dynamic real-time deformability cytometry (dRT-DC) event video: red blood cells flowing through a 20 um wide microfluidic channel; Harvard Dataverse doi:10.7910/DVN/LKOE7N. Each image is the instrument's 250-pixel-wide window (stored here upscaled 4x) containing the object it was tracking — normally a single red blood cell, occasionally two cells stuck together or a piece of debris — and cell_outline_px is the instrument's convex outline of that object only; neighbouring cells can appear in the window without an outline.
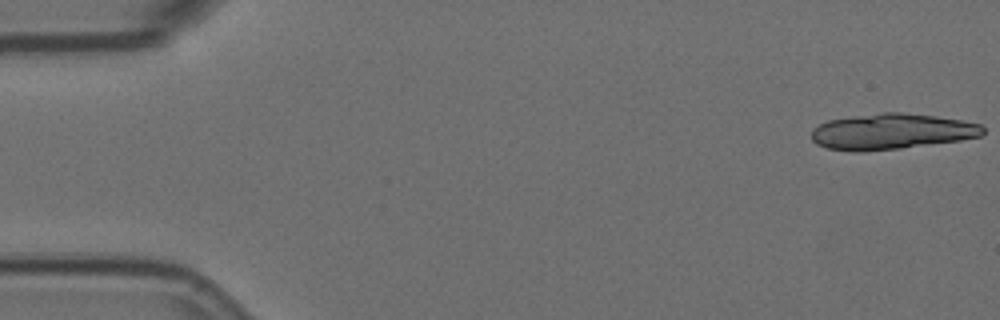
{"species": "Egyptian fruit bat (a non-hibernating species)", "species_latin": "Rousettus aegyptiacus", "temperature_condition": "room temperature", "stored_images_in_passage": 8, "camera_frame_rate_fps": 3000, "um_per_image_px": 0.085, "animal": {"sex": "female"}, "frame": {"image": 1, "passage_image": 1, "time_ms": 0.0, "image_size_px": [1000, 320], "cell_outline_px": [[984, 132], [980, 136], [960, 140], [900, 148], [864, 152], [852, 152], [828, 148], [816, 144], [812, 140], [812, 128], [828, 120], [852, 116], [880, 112], [900, 112], [936, 116], [960, 120], [980, 124], [984, 128]], "centroid_in_image_um": [75.74, 11.18], "position_along_channel_um": 9.3, "area_um2": 35.78}}
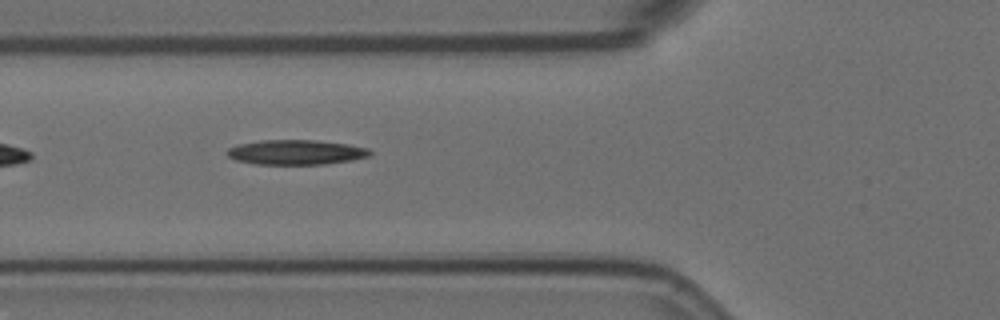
{"frame": {"image": 2, "passage_image": 7, "time_ms": 2.0, "image_size_px": [1000, 320], "cell_outline_px": [[372, 152], [368, 156], [352, 160], [324, 164], [256, 164], [236, 160], [228, 156], [224, 152], [228, 148], [240, 144], [260, 140], [316, 140], [348, 144], [368, 148]], "centroid_in_image_um": [25.14, 12.94], "position_along_channel_um": 100.7, "area_um2": 20.63}}
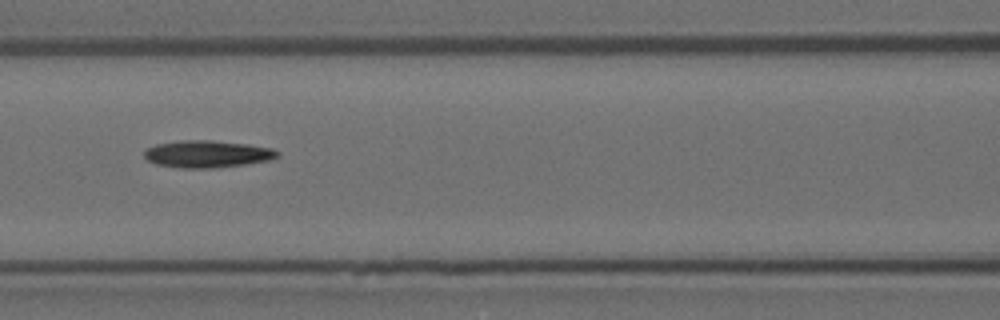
{"frame": {"image": 3, "passage_image": 8, "time_ms": 2.333, "image_size_px": [1000, 320], "cell_outline_px": [[280, 156], [268, 160], [244, 164], [216, 168], [180, 168], [156, 164], [148, 160], [144, 156], [144, 152], [148, 148], [156, 144], [184, 140], [212, 140], [248, 144], [272, 148], [280, 152]], "centroid_in_image_um": [17.63, 13.09], "position_along_channel_um": 149.0, "area_um2": 21.04}}